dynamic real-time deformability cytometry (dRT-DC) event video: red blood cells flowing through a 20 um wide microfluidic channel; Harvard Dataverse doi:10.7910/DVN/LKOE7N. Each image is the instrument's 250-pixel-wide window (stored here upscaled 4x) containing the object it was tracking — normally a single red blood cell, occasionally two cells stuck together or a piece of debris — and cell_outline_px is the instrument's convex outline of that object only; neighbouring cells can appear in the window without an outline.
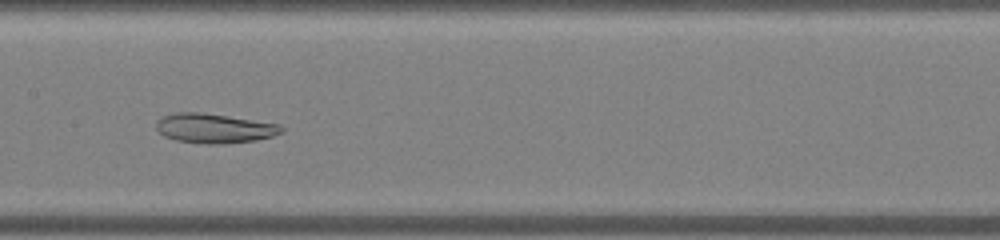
{"species": "common noctule bat (a hibernating species)", "species_latin": "Nyctalus noctula", "temperature_condition": "warm", "stored_images_in_passage": 45, "camera_frame_rate_fps": 3000, "um_per_image_px": 0.085, "animal": {"sex": "male", "body_mass_g": 19.0, "forearm_length_mm": 50.8}, "frame": {"image": 1, "passage_image": 21, "time_ms": 6.667, "image_size_px": [1000, 240], "cell_outline_px": [[284, 132], [272, 136], [256, 140], [224, 144], [208, 144], [176, 140], [164, 136], [156, 128], [156, 120], [164, 116], [176, 112], [196, 112], [280, 124], [284, 128]], "centroid_in_image_um": [18.22, 10.92], "position_along_channel_um": 189.2, "area_um2": 21.33}}
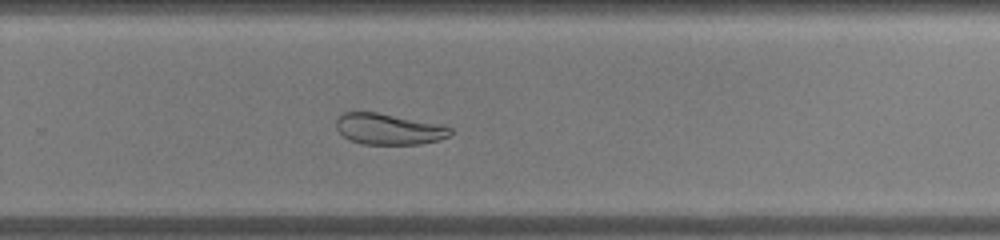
{"frame": {"image": 2, "passage_image": 29, "time_ms": 9.333, "image_size_px": [1000, 240], "cell_outline_px": [[452, 132], [448, 136], [436, 140], [420, 144], [364, 144], [348, 140], [336, 128], [336, 120], [344, 112], [376, 112], [452, 128]], "centroid_in_image_um": [32.96, 10.98], "position_along_channel_um": 296.8, "area_um2": 20.06}}
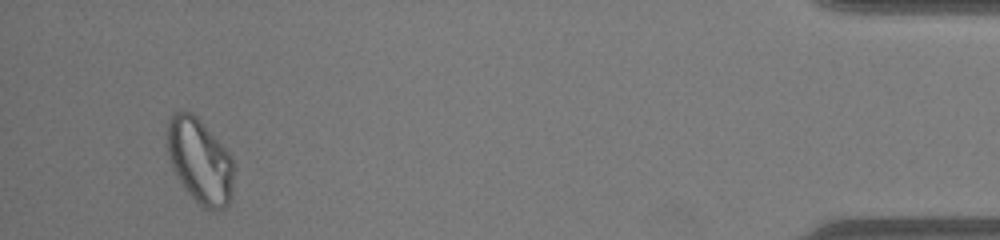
{"frame": {"image": 3, "passage_image": 43, "time_ms": 14.0, "image_size_px": [1000, 240], "cell_outline_px": [[232, 196], [228, 204], [224, 208], [212, 212], [204, 208], [184, 188], [168, 156], [168, 120], [176, 112], [192, 112], [200, 120], [228, 152], [232, 160]], "centroid_in_image_um": [17.0, 13.71], "position_along_channel_um": 418.2, "area_um2": 32.19}, "authors_computed_cell_mechanics": {"area_um2": 28.7266, "velocity_mm_per_s": 4.0457, "shape_relaxation_time_tau1_ms": null, "shape_relaxation_time_tau2_ms": 1.9152, "deformation_change_tau1": null, "deformation_change_tau2": 0.0731}}